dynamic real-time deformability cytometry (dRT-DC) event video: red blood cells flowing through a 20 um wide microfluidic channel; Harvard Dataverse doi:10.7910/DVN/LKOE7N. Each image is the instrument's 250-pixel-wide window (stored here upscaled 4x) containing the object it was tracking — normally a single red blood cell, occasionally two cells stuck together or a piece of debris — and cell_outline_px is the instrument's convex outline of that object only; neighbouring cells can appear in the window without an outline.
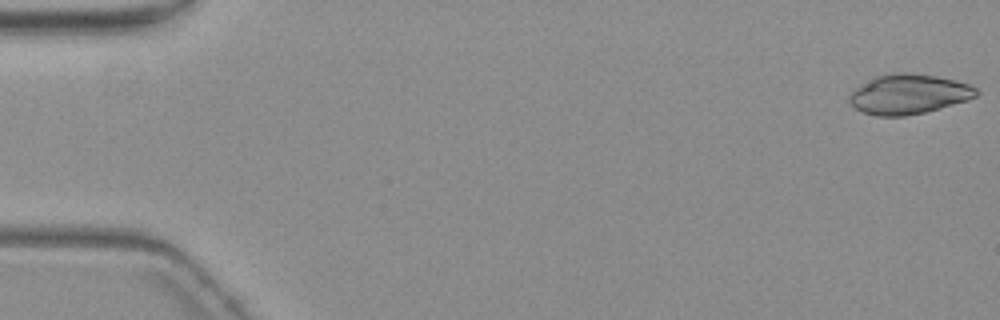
{"species": "common noctule bat (a hibernating species)", "species_latin": "Nyctalus noctula", "temperature_condition": "warm", "stored_images_in_passage": 6, "camera_frame_rate_fps": 3000, "um_per_image_px": 0.085, "animal": {"sex": "female", "body_mass_g": 19.3, "forearm_length_mm": 54.1}, "frame": {"image": 1, "passage_image": 1, "time_ms": 0.0, "image_size_px": [1000, 320], "cell_outline_px": [[980, 92], [976, 96], [968, 100], [940, 108], [924, 112], [904, 116], [876, 116], [864, 112], [856, 108], [848, 100], [848, 96], [856, 88], [872, 76], [892, 72], [904, 72], [936, 76], [972, 84]], "centroid_in_image_um": [77.24, 7.99], "position_along_channel_um": 7.8, "area_um2": 29.59}}
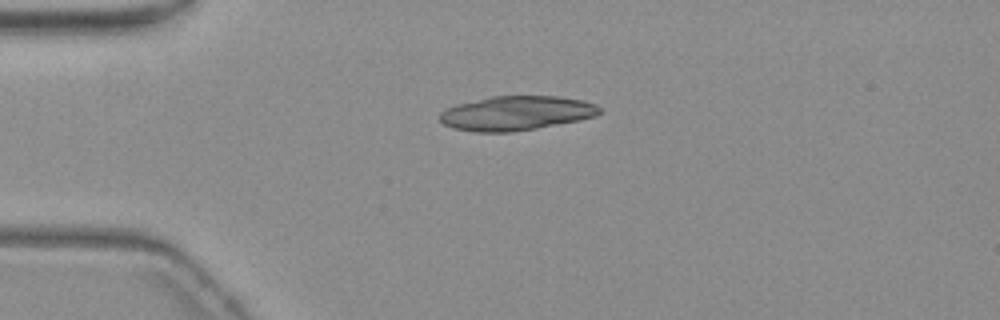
{"frame": {"image": 2, "passage_image": 4, "time_ms": 4.333, "image_size_px": [1000, 320], "cell_outline_px": [[600, 112], [596, 116], [536, 128], [508, 132], [476, 132], [452, 128], [444, 124], [440, 120], [440, 112], [456, 104], [492, 96], [560, 96], [580, 100], [596, 104], [600, 108]], "centroid_in_image_um": [43.85, 9.61], "position_along_channel_um": 41.2, "area_um2": 31.67}}